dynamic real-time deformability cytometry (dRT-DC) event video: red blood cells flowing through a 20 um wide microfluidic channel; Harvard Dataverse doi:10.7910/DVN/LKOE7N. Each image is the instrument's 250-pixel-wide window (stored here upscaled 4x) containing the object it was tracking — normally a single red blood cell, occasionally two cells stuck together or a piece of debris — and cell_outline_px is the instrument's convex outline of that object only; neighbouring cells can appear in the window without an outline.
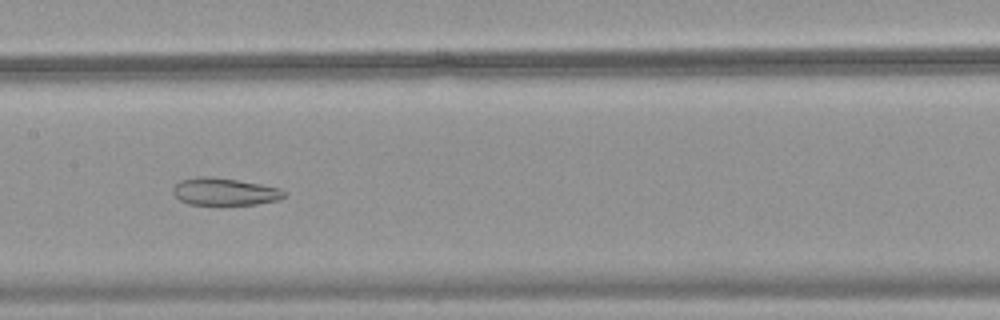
{"species": "common noctule bat (a hibernating species)", "species_latin": "Nyctalus noctula", "temperature_condition": "warm", "stored_images_in_passage": 51, "camera_frame_rate_fps": 3000, "um_per_image_px": 0.085, "animal": {"sex": "female", "body_mass_g": 18.4}, "frame": {"image": 1, "passage_image": 26, "time_ms": 8.333, "image_size_px": [1000, 320], "cell_outline_px": [[288, 196], [280, 200], [256, 204], [224, 208], [220, 208], [188, 204], [180, 200], [172, 192], [172, 188], [180, 180], [196, 176], [208, 176], [236, 180], [260, 184], [280, 188], [288, 192]], "centroid_in_image_um": [19.11, 16.35], "position_along_channel_um": 188.3, "area_um2": 18.84}}
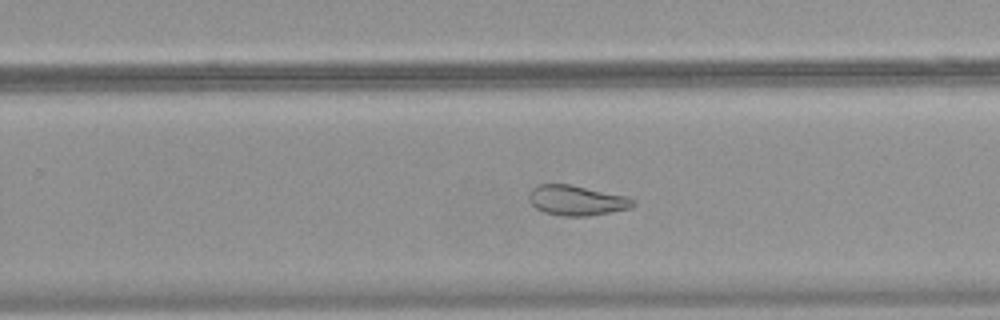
{"frame": {"image": 2, "passage_image": 33, "time_ms": 10.667, "image_size_px": [1000, 320], "cell_outline_px": [[636, 204], [632, 208], [588, 216], [560, 216], [544, 212], [536, 208], [528, 200], [528, 192], [536, 184], [568, 184], [628, 196], [636, 200]], "centroid_in_image_um": [49.01, 17.03], "position_along_channel_um": 280.8, "area_um2": 18.5}}
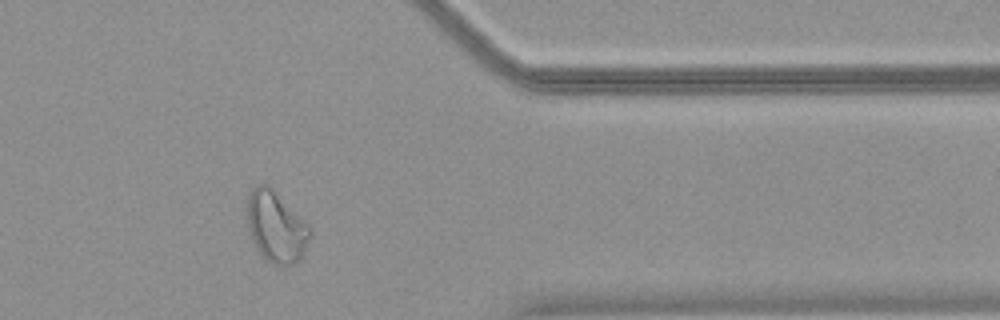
{"frame": {"image": 3, "passage_image": 42, "time_ms": 13.667, "image_size_px": [1000, 320], "cell_outline_px": [[312, 228], [308, 240], [300, 260], [292, 264], [276, 264], [260, 256], [248, 232], [248, 192], [256, 184], [264, 184], [272, 188]], "centroid_in_image_um": [23.44, 19.27], "position_along_channel_um": 388.0, "area_um2": 25.72}}